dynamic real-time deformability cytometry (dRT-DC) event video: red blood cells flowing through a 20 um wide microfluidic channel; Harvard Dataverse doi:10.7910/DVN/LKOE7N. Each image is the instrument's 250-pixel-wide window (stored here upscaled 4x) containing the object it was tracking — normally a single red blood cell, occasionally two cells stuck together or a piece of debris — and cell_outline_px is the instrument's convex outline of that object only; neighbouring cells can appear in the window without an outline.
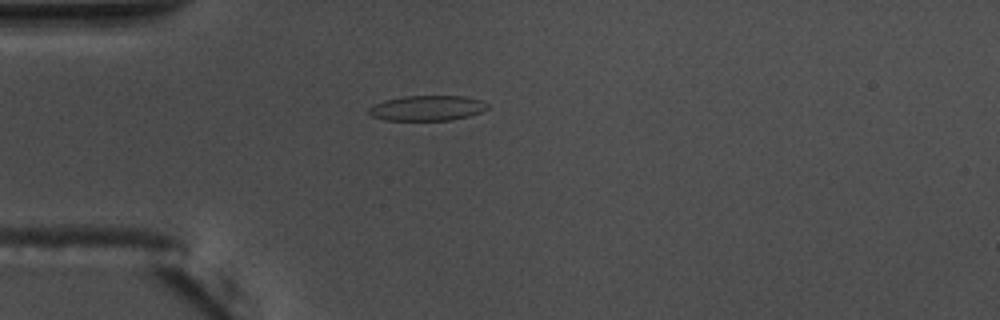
{"species": "common noctule bat (a hibernating species)", "species_latin": "Nyctalus noctula", "temperature_condition": "warm", "stored_images_in_passage": 41, "camera_frame_rate_fps": 3000, "um_per_image_px": 0.085, "animal": {"sex": "male", "body_mass_g": 17.5, "forearm_length_mm": 52.3}, "frame": {"image": 1, "passage_image": 1, "time_ms": 0.0, "image_size_px": [1000, 320], "cell_outline_px": [[488, 108], [480, 112], [468, 116], [452, 120], [384, 120], [372, 116], [368, 112], [368, 108], [384, 100], [404, 96], [464, 96], [484, 100], [488, 104]], "centroid_in_image_um": [36.33, 9.18], "position_along_channel_um": 48.7, "area_um2": 17.46}, "authors_computed_cell_mechanics": {"area_um2": 17.8024, "velocity_mm_per_s": 3.6879, "shape_relaxation_time_tau1_ms": 8.0115, "shape_relaxation_time_tau2_ms": 2.2059, "deformation_change_tau1": 0.2126, "deformation_change_tau2": 0.0919}}